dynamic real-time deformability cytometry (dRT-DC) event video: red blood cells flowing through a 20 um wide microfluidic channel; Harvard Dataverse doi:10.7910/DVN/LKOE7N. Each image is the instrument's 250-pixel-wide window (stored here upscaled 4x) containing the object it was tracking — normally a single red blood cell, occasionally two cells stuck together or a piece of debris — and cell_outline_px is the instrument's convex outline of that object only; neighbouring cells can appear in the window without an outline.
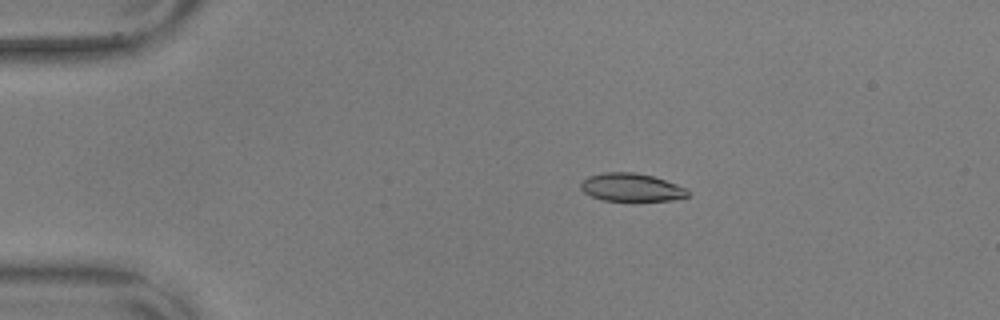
{"species": "common noctule bat (a hibernating species)", "species_latin": "Nyctalus noctula", "temperature_condition": "warm", "stored_images_in_passage": 56, "camera_frame_rate_fps": 3000, "um_per_image_px": 0.085, "animal": {"sex": "male", "body_mass_g": 17.9, "forearm_length_mm": 54.2}, "frame": {"image": 1, "passage_image": 11, "time_ms": 3.333, "image_size_px": [1000, 320], "cell_outline_px": [[688, 196], [672, 200], [604, 200], [592, 196], [584, 192], [580, 188], [580, 184], [588, 176], [604, 172], [636, 172], [652, 176], [688, 188]], "centroid_in_image_um": [53.66, 15.91], "position_along_channel_um": 31.3, "area_um2": 17.28}}
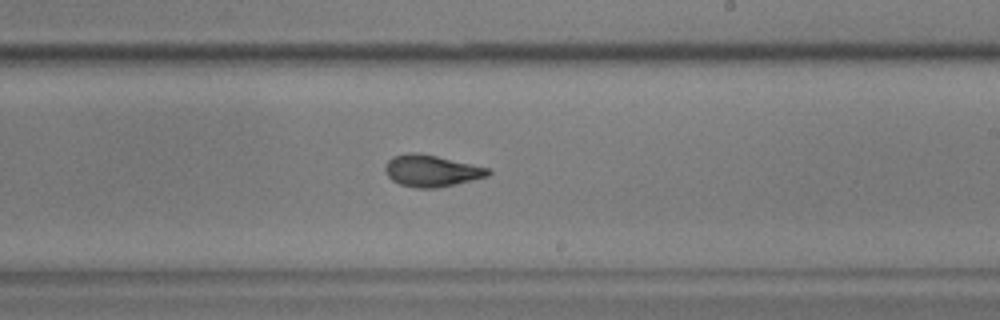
{"frame": {"image": 2, "passage_image": 34, "time_ms": 11.0, "image_size_px": [1000, 320], "cell_outline_px": [[492, 172], [488, 176], [456, 184], [436, 188], [416, 188], [400, 184], [392, 180], [388, 176], [384, 168], [388, 160], [392, 156], [408, 152], [416, 152], [436, 156], [492, 168]], "centroid_in_image_um": [36.69, 14.51], "position_along_channel_um": 252.3, "area_um2": 19.13}}
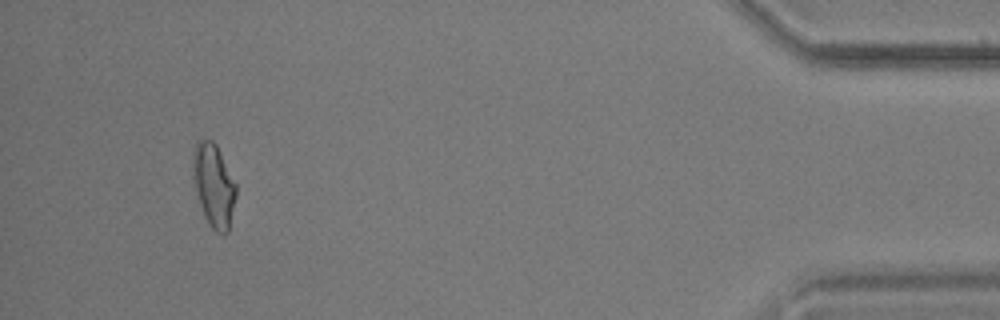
{"frame": {"image": 3, "passage_image": 53, "time_ms": 17.333, "image_size_px": [1000, 320], "cell_outline_px": [[236, 196], [228, 232], [224, 236], [216, 232], [208, 224], [204, 216], [200, 204], [192, 176], [192, 152], [196, 140], [212, 140], [216, 144], [236, 184]], "centroid_in_image_um": [18.15, 15.75], "position_along_channel_um": 417.1, "area_um2": 21.04}, "authors_computed_cell_mechanics": {"area_um2": 18.6405, "velocity_mm_per_s": 3.6039, "shape_relaxation_time_tau1_ms": 3.1746, "shape_relaxation_time_tau2_ms": 1.7211, "deformation_change_tau1": 0.1593, "deformation_change_tau2": 0.0823}}